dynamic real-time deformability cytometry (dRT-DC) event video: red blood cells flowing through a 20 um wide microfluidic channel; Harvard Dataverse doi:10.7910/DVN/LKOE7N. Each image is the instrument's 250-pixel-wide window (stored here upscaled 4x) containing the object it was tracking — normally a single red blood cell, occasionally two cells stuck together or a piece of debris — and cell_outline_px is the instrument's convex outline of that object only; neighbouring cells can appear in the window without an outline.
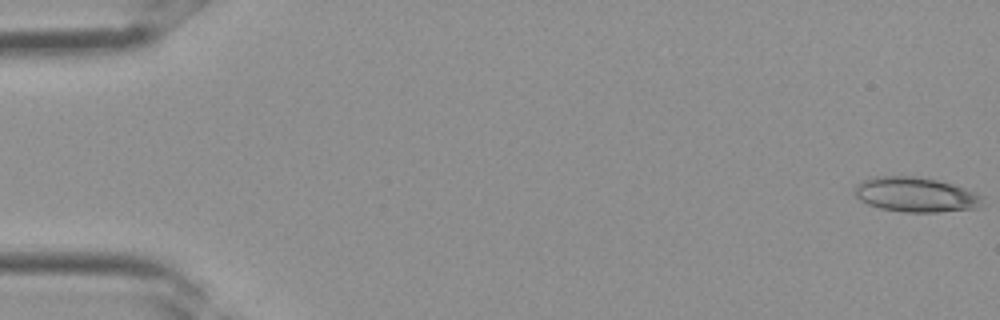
{"species": "Egyptian fruit bat (a non-hibernating species)", "species_latin": "Rousettus aegyptiacus", "temperature_condition": "room temperature", "stored_images_in_passage": 35, "camera_frame_rate_fps": 3000, "um_per_image_px": 0.085, "frame": {"image": 1, "passage_image": 1, "time_ms": 0.0, "image_size_px": [1000, 320], "cell_outline_px": [[980, 204], [976, 208], [936, 212], [904, 212], [880, 208], [868, 204], [860, 200], [852, 192], [856, 184], [872, 176], [912, 176], [936, 180], [952, 184], [964, 188], [980, 196]], "centroid_in_image_um": [77.73, 16.54], "position_along_channel_um": 7.3, "area_um2": 25.61}}
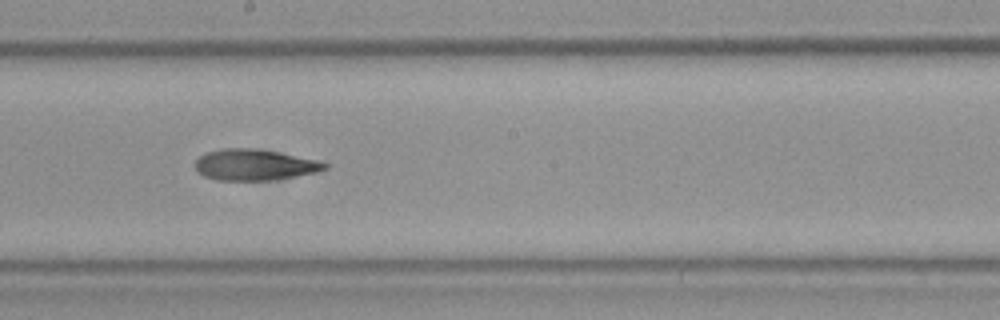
{"frame": {"image": 2, "passage_image": 20, "time_ms": 6.333, "image_size_px": [1000, 320], "cell_outline_px": [[328, 168], [316, 172], [276, 180], [216, 180], [204, 176], [196, 172], [196, 160], [200, 156], [208, 152], [220, 148], [256, 148], [320, 160], [328, 164]], "centroid_in_image_um": [21.65, 14.01], "position_along_channel_um": 226.6, "area_um2": 23.58}}
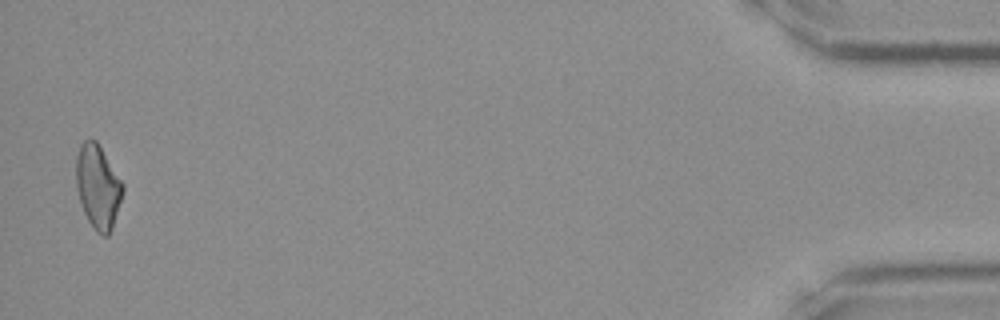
{"frame": {"image": 3, "passage_image": 35, "time_ms": 11.333, "image_size_px": [1000, 320], "cell_outline_px": [[124, 192], [112, 228], [108, 236], [104, 236], [96, 232], [88, 220], [84, 212], [76, 188], [76, 156], [80, 144], [84, 140], [96, 140], [124, 184]], "centroid_in_image_um": [8.33, 15.87], "position_along_channel_um": 426.9, "area_um2": 22.77}}